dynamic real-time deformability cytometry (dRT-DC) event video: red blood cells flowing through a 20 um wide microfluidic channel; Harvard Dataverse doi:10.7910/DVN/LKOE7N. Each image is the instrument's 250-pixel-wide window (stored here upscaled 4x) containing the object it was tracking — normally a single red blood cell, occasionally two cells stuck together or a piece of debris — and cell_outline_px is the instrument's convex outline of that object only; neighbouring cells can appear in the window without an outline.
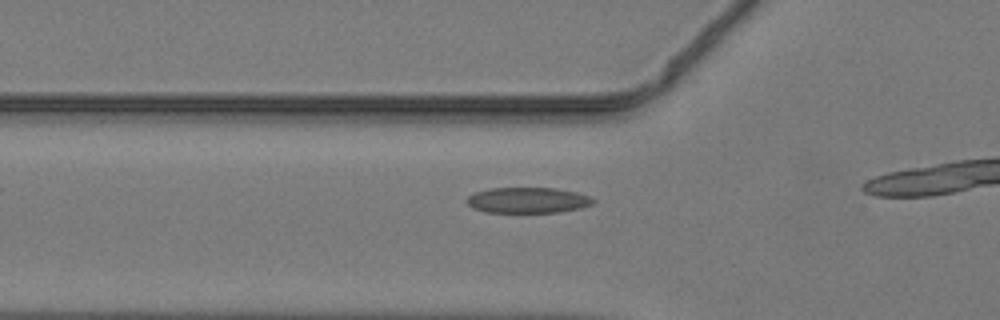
{"species": "common noctule bat (a hibernating species)", "species_latin": "Nyctalus noctula", "temperature_condition": "warm", "stored_images_in_passage": 9, "camera_frame_rate_fps": 3000, "um_per_image_px": 0.085, "animal": {"sex": "male", "body_mass_g": 19.2, "forearm_length_mm": 51.8}, "frame": {"image": 1, "passage_image": 4, "time_ms": 1.0, "image_size_px": [1000, 320], "cell_outline_px": [[596, 200], [592, 204], [580, 208], [560, 212], [484, 212], [472, 208], [464, 200], [468, 196], [476, 192], [492, 188], [556, 188], [576, 192], [588, 196]], "centroid_in_image_um": [44.84, 17.02], "position_along_channel_um": 81.0, "area_um2": 18.9}}
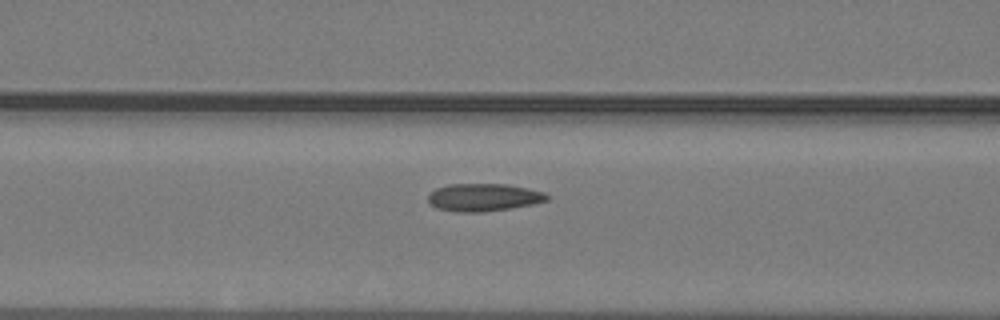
{"frame": {"image": 2, "passage_image": 7, "time_ms": 2.0, "image_size_px": [1000, 320], "cell_outline_px": [[548, 200], [532, 204], [484, 212], [460, 212], [436, 208], [428, 200], [428, 192], [436, 188], [448, 184], [508, 184], [528, 188], [544, 192], [548, 196]], "centroid_in_image_um": [41.08, 16.76], "position_along_channel_um": 125.5, "area_um2": 19.13}}